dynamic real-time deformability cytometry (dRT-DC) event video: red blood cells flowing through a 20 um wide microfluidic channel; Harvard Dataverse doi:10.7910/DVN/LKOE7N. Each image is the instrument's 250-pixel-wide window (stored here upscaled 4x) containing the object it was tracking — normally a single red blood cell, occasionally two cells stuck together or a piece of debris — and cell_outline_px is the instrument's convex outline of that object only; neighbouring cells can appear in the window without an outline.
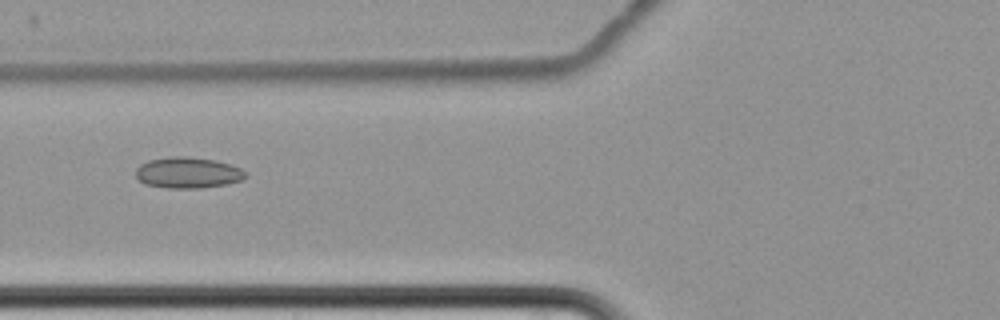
{"species": "common noctule bat (a hibernating species)", "species_latin": "Nyctalus noctula", "temperature_condition": "cold", "stored_images_in_passage": 8, "camera_frame_rate_fps": 3000, "um_per_image_px": 0.085, "animal": {"sex": "female", "body_mass_g": 22.7, "forearm_length_mm": 54.2}, "frame": {"image": 1, "passage_image": 4, "time_ms": 4.667, "image_size_px": [1000, 320], "cell_outline_px": [[248, 176], [240, 180], [224, 184], [200, 188], [168, 188], [144, 184], [136, 176], [136, 168], [140, 164], [148, 160], [168, 156], [188, 156], [216, 160], [232, 164], [240, 168]], "centroid_in_image_um": [15.94, 14.66], "position_along_channel_um": 109.9, "area_um2": 19.94}}
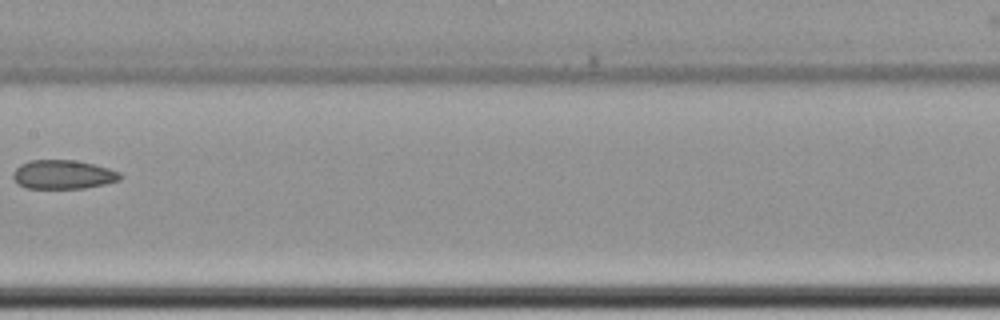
{"frame": {"image": 2, "passage_image": 6, "time_ms": 7.333, "image_size_px": [1000, 320], "cell_outline_px": [[120, 180], [104, 184], [84, 188], [24, 188], [16, 184], [12, 176], [12, 172], [20, 164], [32, 160], [76, 160], [108, 168], [120, 172]], "centroid_in_image_um": [5.31, 14.84], "position_along_channel_um": 202.1, "area_um2": 18.09}}
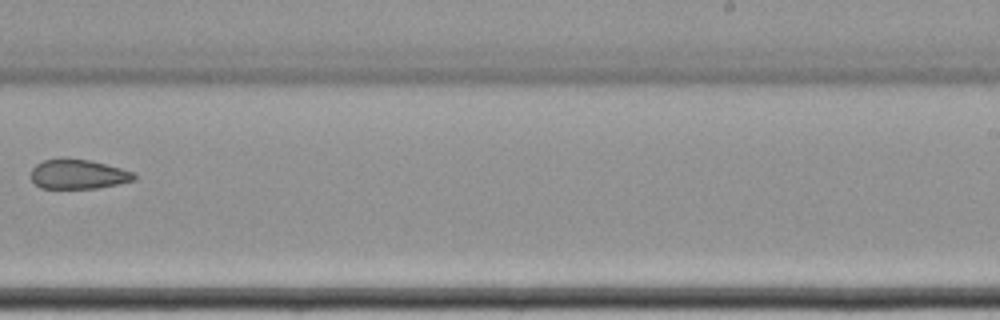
{"frame": {"image": 3, "passage_image": 8, "time_ms": 9.667, "image_size_px": [1000, 320], "cell_outline_px": [[136, 180], [96, 188], [40, 188], [32, 180], [32, 168], [36, 164], [44, 160], [92, 160], [136, 172]], "centroid_in_image_um": [6.7, 14.82], "position_along_channel_um": 282.3, "area_um2": 17.46}}